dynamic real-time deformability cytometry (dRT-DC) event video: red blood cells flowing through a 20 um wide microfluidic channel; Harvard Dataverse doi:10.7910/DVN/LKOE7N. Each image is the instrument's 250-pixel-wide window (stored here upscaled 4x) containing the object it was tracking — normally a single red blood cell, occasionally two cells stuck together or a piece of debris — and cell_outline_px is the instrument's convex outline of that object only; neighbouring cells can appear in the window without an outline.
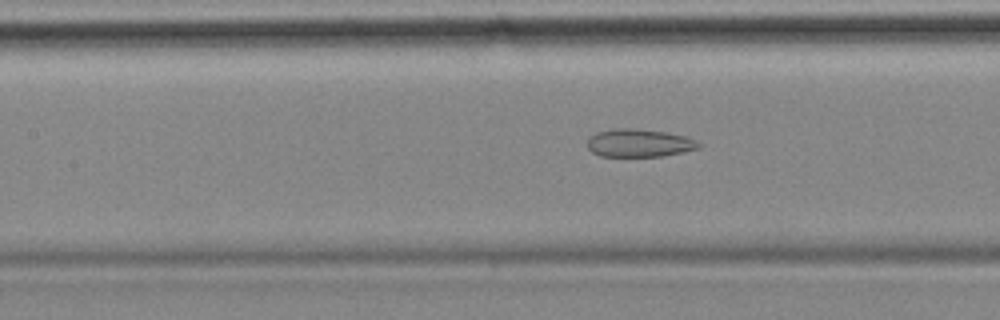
{"species": "common noctule bat (a hibernating species)", "species_latin": "Nyctalus noctula", "temperature_condition": "cold", "stored_images_in_passage": 56, "segment_of_instrument_passage": [2, 2], "camera_frame_rate_fps": 3000, "um_per_image_px": 0.085, "animal": {"sex": "female", "body_mass_g": 18.4}, "frame": {"image": 1, "passage_image": 24, "time_ms": 7.667, "image_size_px": [1000, 320], "cell_outline_px": [[700, 148], [684, 152], [664, 156], [600, 156], [592, 152], [588, 148], [588, 140], [596, 132], [616, 128], [632, 128], [664, 132], [688, 136], [696, 140], [700, 144]], "centroid_in_image_um": [54.36, 12.16], "position_along_channel_um": 153.0, "area_um2": 18.15}}
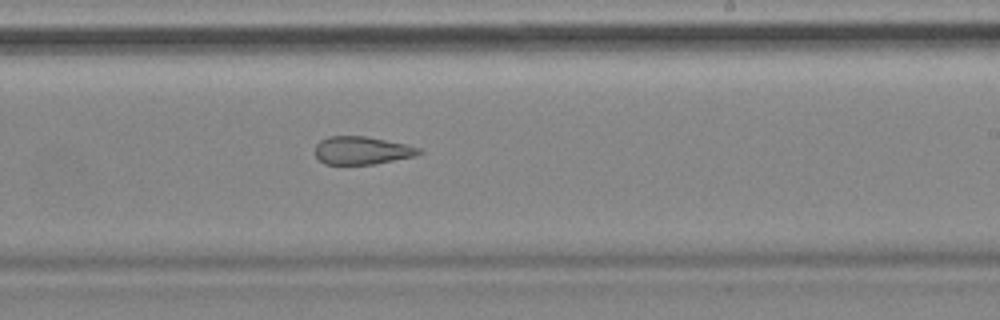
{"frame": {"image": 2, "passage_image": 33, "time_ms": 10.667, "image_size_px": [1000, 320], "cell_outline_px": [[424, 152], [416, 156], [372, 164], [324, 164], [316, 156], [316, 144], [320, 140], [328, 136], [364, 136], [404, 144], [420, 148]], "centroid_in_image_um": [30.76, 12.79], "position_along_channel_um": 258.2, "area_um2": 16.76}}
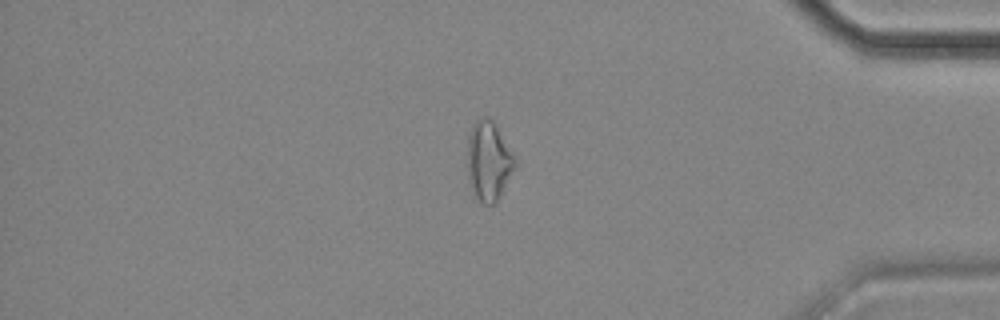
{"frame": {"image": 3, "passage_image": 47, "time_ms": 15.333, "image_size_px": [1000, 320], "cell_outline_px": [[516, 168], [496, 200], [492, 204], [484, 204], [476, 196], [472, 188], [468, 176], [468, 132], [472, 124], [480, 116], [488, 116], [492, 120], [512, 156], [516, 164]], "centroid_in_image_um": [41.49, 13.65], "position_along_channel_um": 393.7, "area_um2": 21.27}}